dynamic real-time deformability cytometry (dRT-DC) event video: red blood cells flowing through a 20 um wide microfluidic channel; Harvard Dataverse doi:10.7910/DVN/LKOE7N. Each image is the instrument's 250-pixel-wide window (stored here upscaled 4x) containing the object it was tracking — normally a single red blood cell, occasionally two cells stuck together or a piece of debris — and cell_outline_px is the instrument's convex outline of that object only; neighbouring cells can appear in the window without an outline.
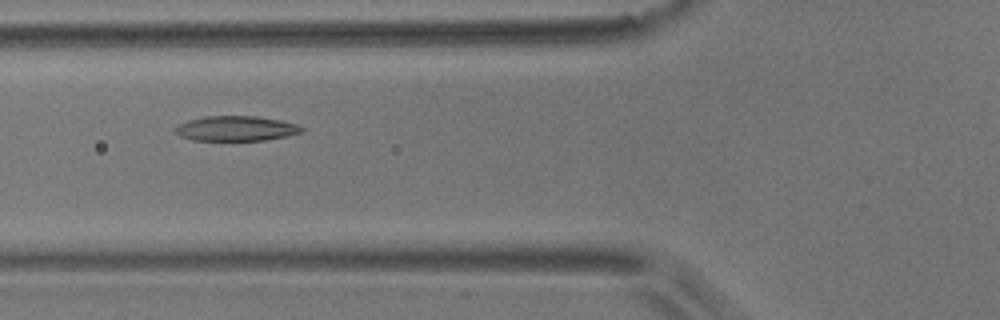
{"species": "common noctule bat (a hibernating species)", "species_latin": "Nyctalus noctula", "temperature_condition": "room temperature", "stored_images_in_passage": 12, "camera_frame_rate_fps": 3000, "um_per_image_px": 0.085, "animal": {"sex": "male", "body_mass_g": 17.9}, "frame": {"image": 1, "passage_image": 3, "time_ms": 3.0, "image_size_px": [1000, 320], "cell_outline_px": [[304, 132], [288, 136], [264, 140], [192, 140], [180, 136], [176, 132], [176, 128], [180, 124], [188, 120], [204, 116], [256, 116], [280, 120], [296, 124], [304, 128]], "centroid_in_image_um": [20.1, 10.92], "position_along_channel_um": 105.7, "area_um2": 18.32}}
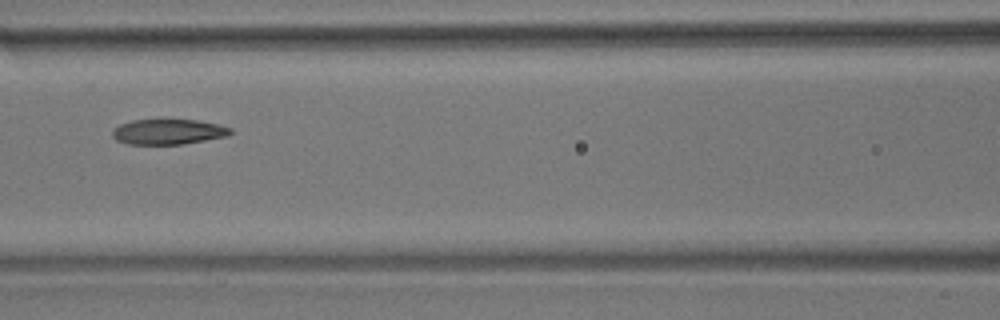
{"frame": {"image": 2, "passage_image": 4, "time_ms": 4.333, "image_size_px": [1000, 320], "cell_outline_px": [[232, 132], [228, 136], [184, 144], [128, 144], [116, 140], [112, 136], [112, 132], [120, 124], [132, 120], [196, 120], [216, 124], [232, 128]], "centroid_in_image_um": [14.31, 11.21], "position_along_channel_um": 152.3, "area_um2": 17.28}}
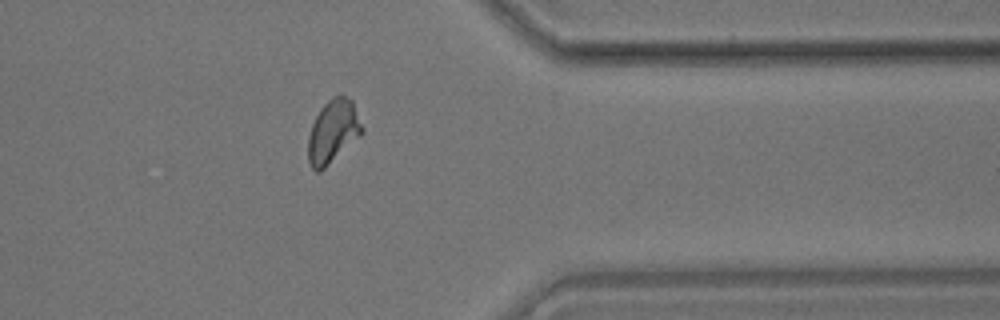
{"frame": {"image": 3, "passage_image": 10, "time_ms": 11.333, "image_size_px": [1000, 320], "cell_outline_px": [[364, 132], [360, 136], [320, 172], [316, 172], [312, 168], [308, 160], [308, 136], [312, 124], [320, 108], [332, 96], [340, 92], [352, 100], [364, 128]], "centroid_in_image_um": [28.31, 11.14], "position_along_channel_um": 383.1, "area_um2": 20.06}, "authors_computed_cell_mechanics": {"area_um2": 18.2937, "velocity_mm_per_s": 3.4673, "shape_relaxation_time_tau1_ms": 4.0199, "shape_relaxation_time_tau2_ms": 2.1425, "deformation_change_tau1": 0.1247, "deformation_change_tau2": 0.0593}}